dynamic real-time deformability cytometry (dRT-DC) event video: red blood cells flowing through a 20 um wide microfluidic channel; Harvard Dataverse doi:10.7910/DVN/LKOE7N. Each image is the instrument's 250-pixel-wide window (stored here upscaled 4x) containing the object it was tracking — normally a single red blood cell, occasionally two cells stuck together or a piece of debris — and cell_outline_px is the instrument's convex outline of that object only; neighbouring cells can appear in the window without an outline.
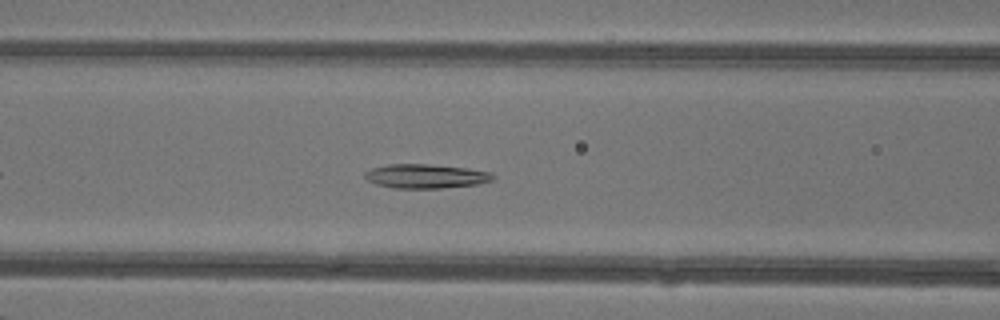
{"species": "common noctule bat (a hibernating species)", "species_latin": "Nyctalus noctula", "temperature_condition": "warm", "stored_images_in_passage": 36, "camera_frame_rate_fps": 3000, "um_per_image_px": 0.085, "animal": {"sex": "female"}, "frame": {"image": 1, "passage_image": 9, "time_ms": 2.667, "image_size_px": [1000, 320], "cell_outline_px": [[496, 176], [492, 180], [476, 184], [440, 188], [396, 188], [376, 184], [368, 180], [364, 176], [364, 172], [372, 168], [388, 164], [428, 164], [468, 168], [492, 172]], "centroid_in_image_um": [36.2, 14.97], "position_along_channel_um": 130.4, "area_um2": 17.98}}
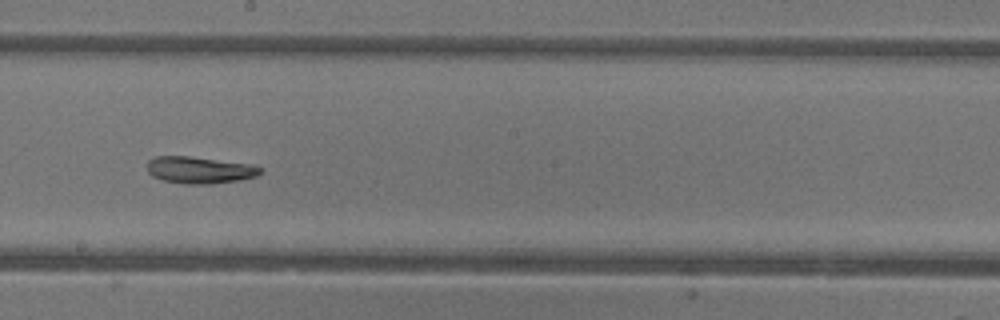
{"frame": {"image": 2, "passage_image": 16, "time_ms": 5.0, "image_size_px": [1000, 320], "cell_outline_px": [[264, 172], [256, 176], [240, 180], [212, 184], [184, 184], [164, 180], [152, 176], [148, 172], [148, 160], [156, 156], [188, 156], [248, 164], [260, 168]], "centroid_in_image_um": [16.95, 14.46], "position_along_channel_um": 231.2, "area_um2": 17.57}}
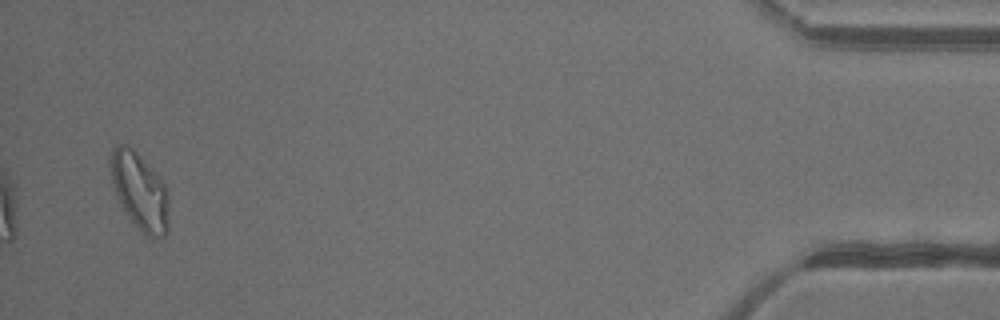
{"frame": {"image": 3, "passage_image": 35, "time_ms": 11.333, "image_size_px": [1000, 320], "cell_outline_px": [[168, 232], [164, 236], [152, 240], [128, 220], [120, 204], [112, 180], [108, 160], [112, 148], [116, 144], [128, 144], [152, 168], [164, 184], [168, 192]], "centroid_in_image_um": [11.86, 16.28], "position_along_channel_um": 423.3, "area_um2": 26.65}, "authors_computed_cell_mechanics": {"area_um2": 18.2359, "velocity_mm_per_s": 4.3265, "shape_relaxation_time_tau1_ms": 9.9038, "shape_relaxation_time_tau2_ms": 6.273, "deformation_change_tau1": 0.2618, "deformation_change_tau2": 0.1552}}